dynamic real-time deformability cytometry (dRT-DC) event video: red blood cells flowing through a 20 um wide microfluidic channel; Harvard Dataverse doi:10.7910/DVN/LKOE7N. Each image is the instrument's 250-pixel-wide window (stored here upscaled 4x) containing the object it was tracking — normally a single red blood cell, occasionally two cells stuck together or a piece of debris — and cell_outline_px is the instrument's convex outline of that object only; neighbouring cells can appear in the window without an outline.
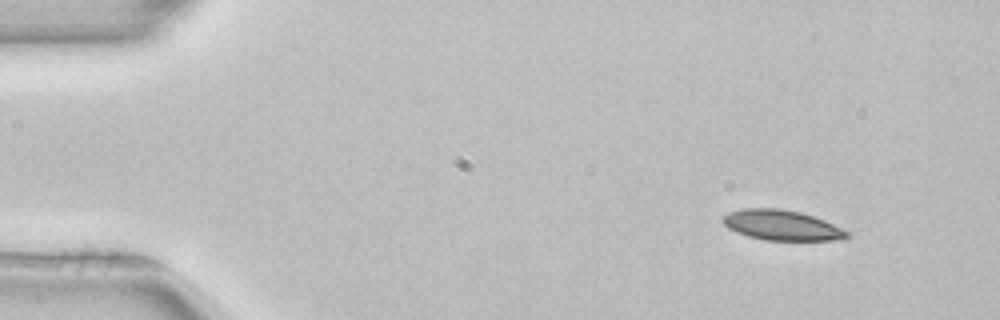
{"species": "common noctule bat (a hibernating species)", "species_latin": "Nyctalus noctula", "temperature_condition": "room temperature", "stored_images_in_passage": 47, "camera_frame_rate_fps": 3000, "um_per_image_px": 0.085, "animal": {"sex": "female", "body_mass_g": 22.7, "forearm_length_mm": 54.2}, "frame": {"image": 1, "passage_image": 1, "time_ms": 0.0, "image_size_px": [1000, 320], "cell_outline_px": [[852, 236], [836, 240], [764, 240], [748, 236], [736, 232], [728, 228], [720, 220], [728, 212], [744, 208], [776, 208], [800, 212], [824, 220], [848, 232]], "centroid_in_image_um": [66.41, 19.14], "position_along_channel_um": 18.6, "area_um2": 21.73}}
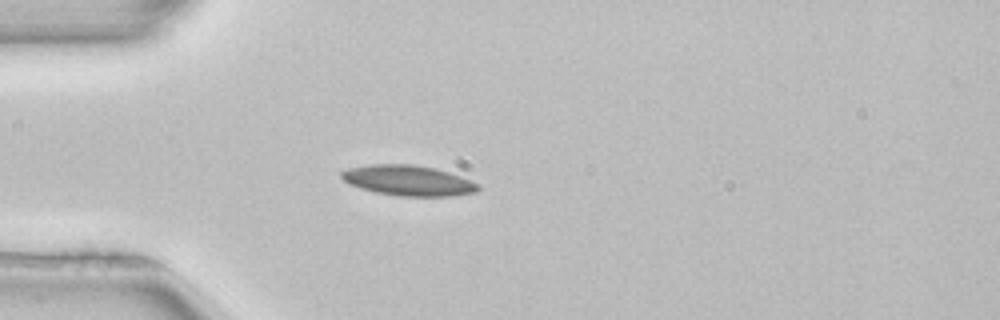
{"frame": {"image": 2, "passage_image": 10, "time_ms": 3.0, "image_size_px": [1000, 320], "cell_outline_px": [[480, 188], [476, 192], [452, 196], [400, 196], [376, 192], [360, 188], [348, 184], [340, 176], [340, 172], [348, 168], [372, 164], [412, 164], [436, 168], [460, 176], [476, 184]], "centroid_in_image_um": [34.66, 15.34], "position_along_channel_um": 50.3, "area_um2": 24.1}}
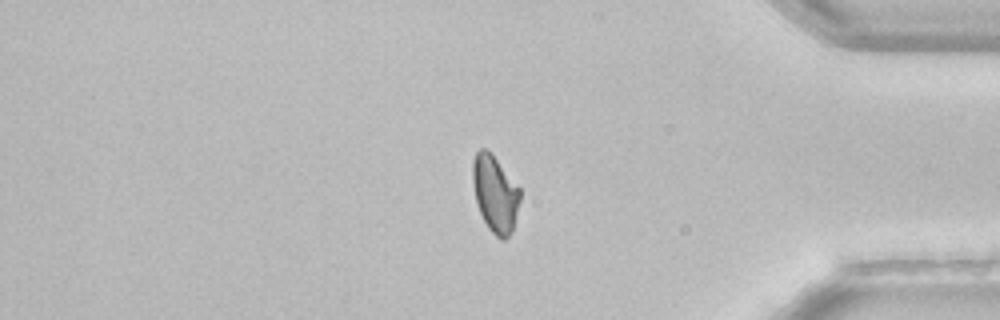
{"frame": {"image": 3, "passage_image": 39, "time_ms": 12.667, "image_size_px": [1000, 320], "cell_outline_px": [[520, 200], [512, 228], [508, 236], [504, 240], [500, 240], [488, 228], [476, 204], [472, 180], [472, 160], [476, 152], [480, 148], [488, 148], [492, 152], [520, 188]], "centroid_in_image_um": [42.06, 16.41], "position_along_channel_um": 393.1, "area_um2": 21.33}}